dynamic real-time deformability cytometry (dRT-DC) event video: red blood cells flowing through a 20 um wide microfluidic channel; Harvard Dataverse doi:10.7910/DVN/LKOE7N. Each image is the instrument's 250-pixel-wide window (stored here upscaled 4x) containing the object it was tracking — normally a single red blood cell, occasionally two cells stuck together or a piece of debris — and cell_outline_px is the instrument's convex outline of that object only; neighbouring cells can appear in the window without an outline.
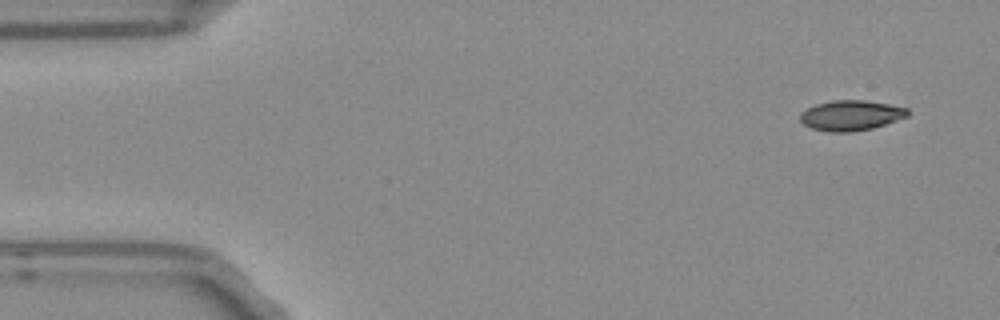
{"species": "Egyptian fruit bat (a non-hibernating species)", "species_latin": "Rousettus aegyptiacus", "temperature_condition": "room temperature", "stored_images_in_passage": 51, "camera_frame_rate_fps": 3000, "um_per_image_px": 0.085, "frame": {"image": 1, "passage_image": 1, "time_ms": 0.0, "image_size_px": [1000, 320], "cell_outline_px": [[908, 116], [872, 128], [852, 132], [828, 132], [812, 128], [804, 124], [800, 120], [800, 112], [816, 104], [832, 100], [864, 100], [888, 104], [908, 108]], "centroid_in_image_um": [72.3, 9.81], "position_along_channel_um": 12.7, "area_um2": 18.84}}
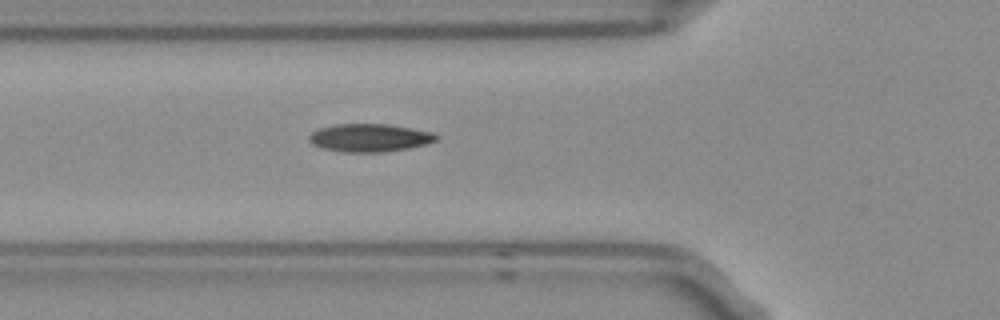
{"frame": {"image": 2, "passage_image": 16, "time_ms": 5.0, "image_size_px": [1000, 320], "cell_outline_px": [[440, 136], [436, 140], [424, 144], [408, 148], [380, 152], [340, 152], [324, 148], [312, 144], [308, 140], [308, 136], [312, 132], [320, 128], [336, 124], [388, 124], [412, 128], [432, 132]], "centroid_in_image_um": [31.4, 11.7], "position_along_channel_um": 94.4, "area_um2": 20.63}}
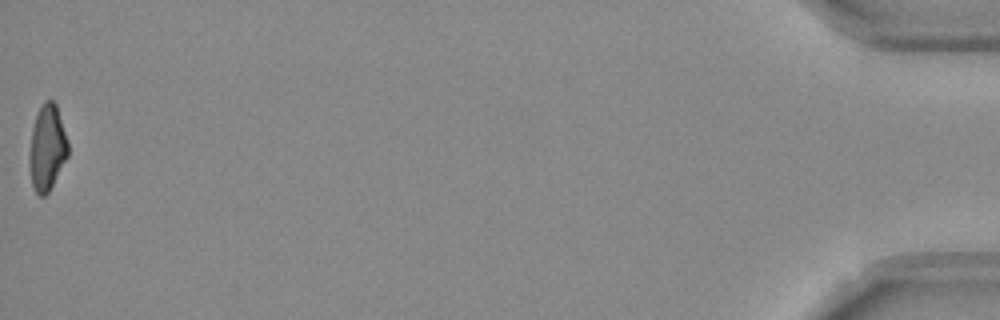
{"frame": {"image": 3, "passage_image": 51, "time_ms": 16.667, "image_size_px": [1000, 320], "cell_outline_px": [[68, 156], [48, 192], [44, 196], [40, 196], [36, 192], [32, 184], [32, 128], [36, 116], [44, 100], [52, 100], [56, 104], [68, 140]], "centroid_in_image_um": [4.06, 12.52], "position_along_channel_um": 431.1, "area_um2": 18.38}, "authors_computed_cell_mechanics": {"area_um2": 19.8254, "velocity_mm_per_s": 3.7783, "shape_relaxation_time_tau1_ms": 6.3193, "shape_relaxation_time_tau2_ms": 1.7703, "deformation_change_tau1": 0.193, "deformation_change_tau2": 0.0705}}